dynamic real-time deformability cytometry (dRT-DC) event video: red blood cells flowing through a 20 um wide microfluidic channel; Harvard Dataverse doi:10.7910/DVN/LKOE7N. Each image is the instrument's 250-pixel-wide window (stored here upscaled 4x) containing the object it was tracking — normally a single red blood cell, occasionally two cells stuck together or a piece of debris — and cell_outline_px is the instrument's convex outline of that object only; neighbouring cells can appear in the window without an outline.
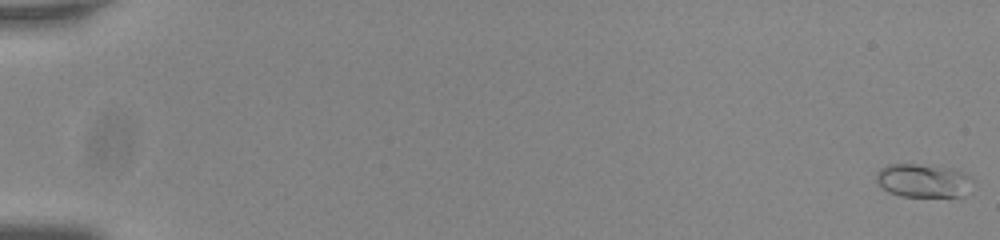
{"species": "common noctule bat (a hibernating species)", "species_latin": "Nyctalus noctula", "temperature_condition": "room temperature", "stored_images_in_passage": 57, "camera_frame_rate_fps": 3000, "um_per_image_px": 0.085, "animal": {"sex": "male", "body_mass_g": 20.0, "forearm_length_mm": 53.3}, "frame": {"image": 1, "passage_image": 1, "time_ms": 0.0, "image_size_px": [1000, 240], "cell_outline_px": [[972, 180], [960, 196], [900, 196], [888, 192], [876, 180], [876, 172], [880, 168], [888, 164], [916, 164], [948, 168], [960, 172], [968, 176]], "centroid_in_image_um": [78.36, 15.34], "position_along_channel_um": 6.6, "area_um2": 18.21}}
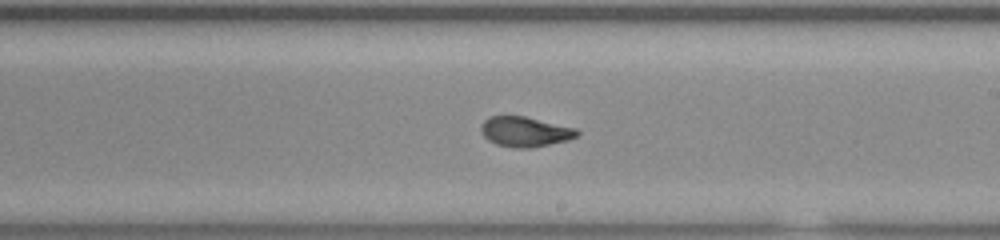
{"frame": {"image": 2, "passage_image": 35, "time_ms": 11.333, "image_size_px": [1000, 240], "cell_outline_px": [[580, 132], [576, 136], [568, 140], [528, 148], [512, 148], [496, 144], [488, 140], [480, 132], [480, 128], [484, 120], [492, 116], [524, 116], [576, 128]], "centroid_in_image_um": [44.6, 11.19], "position_along_channel_um": 244.4, "area_um2": 16.7}}
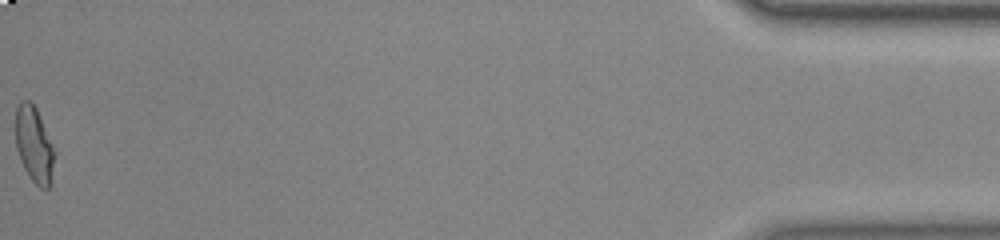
{"frame": {"image": 3, "passage_image": 57, "time_ms": 18.667, "image_size_px": [1000, 240], "cell_outline_px": [[56, 152], [52, 180], [48, 188], [40, 188], [32, 180], [24, 168], [20, 160], [16, 148], [16, 104], [20, 100], [28, 100], [36, 108]], "centroid_in_image_um": [2.91, 12.31], "position_along_channel_um": 432.3, "area_um2": 17.34}, "authors_computed_cell_mechanics": {"area_um2": 16.9932, "velocity_mm_per_s": 3.7675, "shape_relaxation_time_tau1_ms": 4.7483, "shape_relaxation_time_tau2_ms": 1.3231, "deformation_change_tau1": 0.2012, "deformation_change_tau2": 0.0547}}